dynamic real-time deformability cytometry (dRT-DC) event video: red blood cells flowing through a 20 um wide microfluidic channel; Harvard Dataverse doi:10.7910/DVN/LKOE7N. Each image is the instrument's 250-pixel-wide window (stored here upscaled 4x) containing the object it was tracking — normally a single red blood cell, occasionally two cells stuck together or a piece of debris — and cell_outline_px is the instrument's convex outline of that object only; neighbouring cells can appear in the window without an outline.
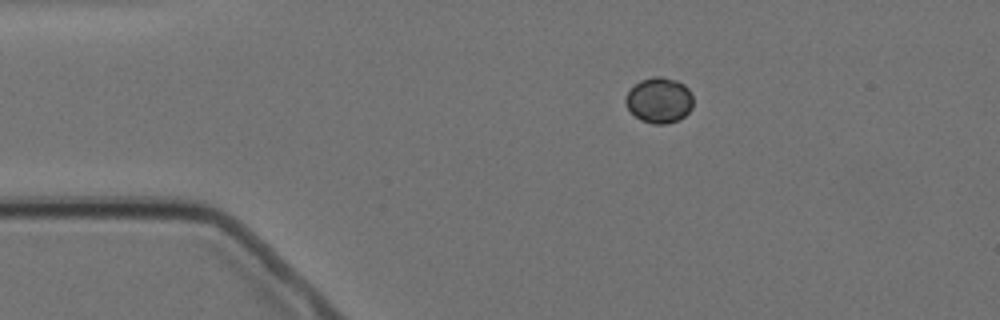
{"species": "Egyptian fruit bat (a non-hibernating species)", "species_latin": "Rousettus aegyptiacus", "temperature_condition": "cold", "stored_images_in_passage": 7, "camera_frame_rate_fps": 3000, "um_per_image_px": 0.085, "animal": {"sex": "female"}, "frame": {"image": 1, "passage_image": 1, "time_ms": 0.0, "image_size_px": [1000, 320], "cell_outline_px": [[692, 108], [684, 116], [676, 120], [664, 124], [652, 124], [640, 120], [628, 108], [624, 100], [624, 96], [640, 80], [652, 76], [664, 76], [676, 80], [684, 84], [688, 88], [692, 96]], "centroid_in_image_um": [56.02, 8.5], "position_along_channel_um": 29.0, "area_um2": 17.92}}
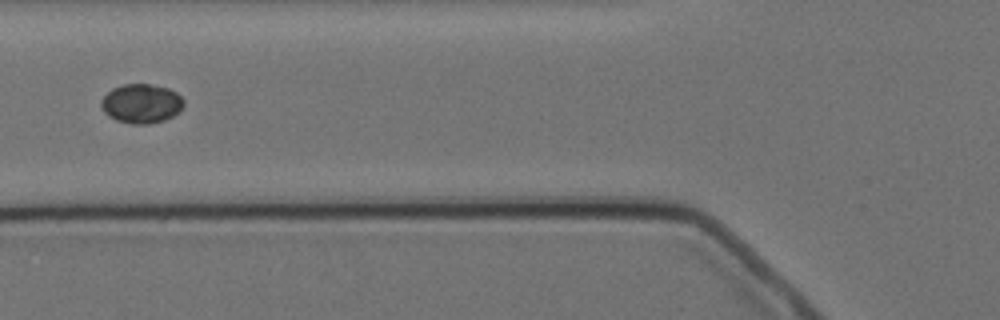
{"frame": {"image": 2, "passage_image": 4, "time_ms": 3.667, "image_size_px": [1000, 320], "cell_outline_px": [[184, 104], [180, 112], [164, 120], [148, 124], [132, 124], [116, 120], [108, 116], [104, 112], [100, 104], [100, 100], [112, 88], [124, 84], [148, 84], [168, 88], [176, 92], [184, 100]], "centroid_in_image_um": [12.01, 8.81], "position_along_channel_um": 113.8, "area_um2": 18.96}}
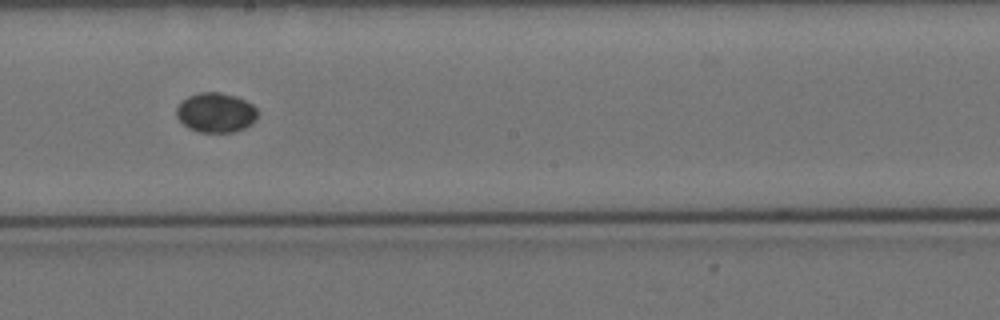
{"frame": {"image": 3, "passage_image": 7, "time_ms": 7.0, "image_size_px": [1000, 320], "cell_outline_px": [[260, 112], [256, 120], [252, 124], [244, 128], [232, 132], [200, 132], [188, 128], [176, 116], [176, 108], [180, 100], [188, 96], [200, 92], [220, 92], [236, 96], [252, 104]], "centroid_in_image_um": [18.35, 9.56], "position_along_channel_um": 229.8, "area_um2": 19.02}}